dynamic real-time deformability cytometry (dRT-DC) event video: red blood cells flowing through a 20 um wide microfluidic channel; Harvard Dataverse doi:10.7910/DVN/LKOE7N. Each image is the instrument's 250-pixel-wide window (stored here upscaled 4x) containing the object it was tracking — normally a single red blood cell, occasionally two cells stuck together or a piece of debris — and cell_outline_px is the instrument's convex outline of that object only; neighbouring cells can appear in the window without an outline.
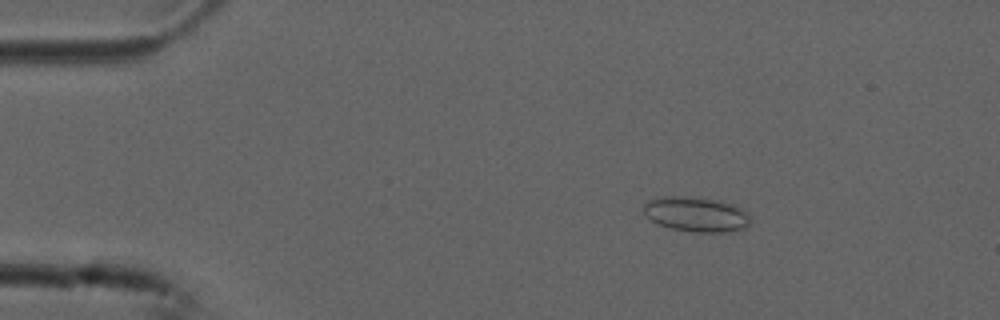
{"species": "common noctule bat (a hibernating species)", "species_latin": "Nyctalus noctula", "temperature_condition": "cold", "stored_images_in_passage": 5, "camera_frame_rate_fps": 3000, "um_per_image_px": 0.085, "animal": {"sex": "male", "forearm_length_mm": 52.5}, "frame": {"image": 1, "passage_image": 3, "time_ms": 0.667, "image_size_px": [1000, 320], "cell_outline_px": [[752, 220], [748, 228], [728, 232], [692, 232], [672, 228], [660, 224], [652, 220], [644, 212], [644, 204], [648, 200], [664, 196], [692, 196], [732, 204], [748, 212], [752, 216]], "centroid_in_image_um": [59.24, 18.22], "position_along_channel_um": 25.8, "area_um2": 21.79}}